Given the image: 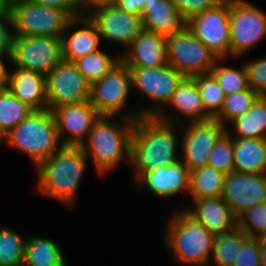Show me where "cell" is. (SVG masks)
Segmentation results:
<instances>
[{
	"label": "cell",
	"mask_w": 266,
	"mask_h": 266,
	"mask_svg": "<svg viewBox=\"0 0 266 266\" xmlns=\"http://www.w3.org/2000/svg\"><path fill=\"white\" fill-rule=\"evenodd\" d=\"M178 126L180 125L167 123L156 117H140L135 120L130 162L134 182L145 172L180 160L177 157Z\"/></svg>",
	"instance_id": "cell-1"
},
{
	"label": "cell",
	"mask_w": 266,
	"mask_h": 266,
	"mask_svg": "<svg viewBox=\"0 0 266 266\" xmlns=\"http://www.w3.org/2000/svg\"><path fill=\"white\" fill-rule=\"evenodd\" d=\"M88 159L81 146H62L35 169V190L67 208L76 203Z\"/></svg>",
	"instance_id": "cell-2"
},
{
	"label": "cell",
	"mask_w": 266,
	"mask_h": 266,
	"mask_svg": "<svg viewBox=\"0 0 266 266\" xmlns=\"http://www.w3.org/2000/svg\"><path fill=\"white\" fill-rule=\"evenodd\" d=\"M134 123L135 120L121 116H100L94 122L81 148L99 175L114 171L125 159L130 167Z\"/></svg>",
	"instance_id": "cell-3"
},
{
	"label": "cell",
	"mask_w": 266,
	"mask_h": 266,
	"mask_svg": "<svg viewBox=\"0 0 266 266\" xmlns=\"http://www.w3.org/2000/svg\"><path fill=\"white\" fill-rule=\"evenodd\" d=\"M168 220L165 243L174 261L180 266H209L215 235L183 208L175 210Z\"/></svg>",
	"instance_id": "cell-4"
},
{
	"label": "cell",
	"mask_w": 266,
	"mask_h": 266,
	"mask_svg": "<svg viewBox=\"0 0 266 266\" xmlns=\"http://www.w3.org/2000/svg\"><path fill=\"white\" fill-rule=\"evenodd\" d=\"M0 143L25 153L35 168L63 146L50 109L33 111L5 134Z\"/></svg>",
	"instance_id": "cell-5"
},
{
	"label": "cell",
	"mask_w": 266,
	"mask_h": 266,
	"mask_svg": "<svg viewBox=\"0 0 266 266\" xmlns=\"http://www.w3.org/2000/svg\"><path fill=\"white\" fill-rule=\"evenodd\" d=\"M131 74L132 90L151 102L138 108L141 117H156L169 103L177 86L185 78L169 64L155 67H128Z\"/></svg>",
	"instance_id": "cell-6"
},
{
	"label": "cell",
	"mask_w": 266,
	"mask_h": 266,
	"mask_svg": "<svg viewBox=\"0 0 266 266\" xmlns=\"http://www.w3.org/2000/svg\"><path fill=\"white\" fill-rule=\"evenodd\" d=\"M131 90L130 70L121 60L100 80L90 85L89 101L100 116H121L137 120L141 117L138 110H125Z\"/></svg>",
	"instance_id": "cell-7"
},
{
	"label": "cell",
	"mask_w": 266,
	"mask_h": 266,
	"mask_svg": "<svg viewBox=\"0 0 266 266\" xmlns=\"http://www.w3.org/2000/svg\"><path fill=\"white\" fill-rule=\"evenodd\" d=\"M14 35L51 36L61 38L72 19L64 11L20 0L8 6Z\"/></svg>",
	"instance_id": "cell-8"
},
{
	"label": "cell",
	"mask_w": 266,
	"mask_h": 266,
	"mask_svg": "<svg viewBox=\"0 0 266 266\" xmlns=\"http://www.w3.org/2000/svg\"><path fill=\"white\" fill-rule=\"evenodd\" d=\"M167 62L184 77L209 74L219 59L186 25L166 39Z\"/></svg>",
	"instance_id": "cell-9"
},
{
	"label": "cell",
	"mask_w": 266,
	"mask_h": 266,
	"mask_svg": "<svg viewBox=\"0 0 266 266\" xmlns=\"http://www.w3.org/2000/svg\"><path fill=\"white\" fill-rule=\"evenodd\" d=\"M230 56L242 57L266 37V13L246 0H229Z\"/></svg>",
	"instance_id": "cell-10"
},
{
	"label": "cell",
	"mask_w": 266,
	"mask_h": 266,
	"mask_svg": "<svg viewBox=\"0 0 266 266\" xmlns=\"http://www.w3.org/2000/svg\"><path fill=\"white\" fill-rule=\"evenodd\" d=\"M62 61L61 38L13 35L10 65L47 76Z\"/></svg>",
	"instance_id": "cell-11"
},
{
	"label": "cell",
	"mask_w": 266,
	"mask_h": 266,
	"mask_svg": "<svg viewBox=\"0 0 266 266\" xmlns=\"http://www.w3.org/2000/svg\"><path fill=\"white\" fill-rule=\"evenodd\" d=\"M183 126V127H182ZM182 128V162L189 171L207 166L208 158L216 142L226 132V127L217 119L187 122Z\"/></svg>",
	"instance_id": "cell-12"
},
{
	"label": "cell",
	"mask_w": 266,
	"mask_h": 266,
	"mask_svg": "<svg viewBox=\"0 0 266 266\" xmlns=\"http://www.w3.org/2000/svg\"><path fill=\"white\" fill-rule=\"evenodd\" d=\"M185 25L216 56L230 57L229 0L193 16Z\"/></svg>",
	"instance_id": "cell-13"
},
{
	"label": "cell",
	"mask_w": 266,
	"mask_h": 266,
	"mask_svg": "<svg viewBox=\"0 0 266 266\" xmlns=\"http://www.w3.org/2000/svg\"><path fill=\"white\" fill-rule=\"evenodd\" d=\"M48 109L90 100V84L73 62L62 60L46 76Z\"/></svg>",
	"instance_id": "cell-14"
},
{
	"label": "cell",
	"mask_w": 266,
	"mask_h": 266,
	"mask_svg": "<svg viewBox=\"0 0 266 266\" xmlns=\"http://www.w3.org/2000/svg\"><path fill=\"white\" fill-rule=\"evenodd\" d=\"M221 198L238 218L245 211L266 202V174L235 170L226 174Z\"/></svg>",
	"instance_id": "cell-15"
},
{
	"label": "cell",
	"mask_w": 266,
	"mask_h": 266,
	"mask_svg": "<svg viewBox=\"0 0 266 266\" xmlns=\"http://www.w3.org/2000/svg\"><path fill=\"white\" fill-rule=\"evenodd\" d=\"M51 111L63 146H81L88 137L94 122L100 117L90 101L58 106Z\"/></svg>",
	"instance_id": "cell-16"
},
{
	"label": "cell",
	"mask_w": 266,
	"mask_h": 266,
	"mask_svg": "<svg viewBox=\"0 0 266 266\" xmlns=\"http://www.w3.org/2000/svg\"><path fill=\"white\" fill-rule=\"evenodd\" d=\"M95 23L101 39L127 47L144 29L141 15H133L115 5L92 9L88 14Z\"/></svg>",
	"instance_id": "cell-17"
},
{
	"label": "cell",
	"mask_w": 266,
	"mask_h": 266,
	"mask_svg": "<svg viewBox=\"0 0 266 266\" xmlns=\"http://www.w3.org/2000/svg\"><path fill=\"white\" fill-rule=\"evenodd\" d=\"M157 119L176 125L205 121L213 118L204 108L193 78L185 77L177 86L167 106L156 116Z\"/></svg>",
	"instance_id": "cell-18"
},
{
	"label": "cell",
	"mask_w": 266,
	"mask_h": 266,
	"mask_svg": "<svg viewBox=\"0 0 266 266\" xmlns=\"http://www.w3.org/2000/svg\"><path fill=\"white\" fill-rule=\"evenodd\" d=\"M100 42L98 29L88 15L72 18L61 36L62 60L74 62L94 53L100 49Z\"/></svg>",
	"instance_id": "cell-19"
},
{
	"label": "cell",
	"mask_w": 266,
	"mask_h": 266,
	"mask_svg": "<svg viewBox=\"0 0 266 266\" xmlns=\"http://www.w3.org/2000/svg\"><path fill=\"white\" fill-rule=\"evenodd\" d=\"M189 180L190 171L182 160H178L173 164L143 173L135 181V186L138 189H144L146 185L157 197L169 198L179 192L188 194Z\"/></svg>",
	"instance_id": "cell-20"
},
{
	"label": "cell",
	"mask_w": 266,
	"mask_h": 266,
	"mask_svg": "<svg viewBox=\"0 0 266 266\" xmlns=\"http://www.w3.org/2000/svg\"><path fill=\"white\" fill-rule=\"evenodd\" d=\"M167 37L143 29L120 54L128 67L155 68L168 64Z\"/></svg>",
	"instance_id": "cell-21"
},
{
	"label": "cell",
	"mask_w": 266,
	"mask_h": 266,
	"mask_svg": "<svg viewBox=\"0 0 266 266\" xmlns=\"http://www.w3.org/2000/svg\"><path fill=\"white\" fill-rule=\"evenodd\" d=\"M192 203L193 207L183 210L213 235L223 234L237 226V218L221 197L195 199Z\"/></svg>",
	"instance_id": "cell-22"
},
{
	"label": "cell",
	"mask_w": 266,
	"mask_h": 266,
	"mask_svg": "<svg viewBox=\"0 0 266 266\" xmlns=\"http://www.w3.org/2000/svg\"><path fill=\"white\" fill-rule=\"evenodd\" d=\"M8 71L7 88L34 111L48 109L46 76L32 70L12 68Z\"/></svg>",
	"instance_id": "cell-23"
},
{
	"label": "cell",
	"mask_w": 266,
	"mask_h": 266,
	"mask_svg": "<svg viewBox=\"0 0 266 266\" xmlns=\"http://www.w3.org/2000/svg\"><path fill=\"white\" fill-rule=\"evenodd\" d=\"M143 28L165 37L185 26L172 0H148L141 11Z\"/></svg>",
	"instance_id": "cell-24"
},
{
	"label": "cell",
	"mask_w": 266,
	"mask_h": 266,
	"mask_svg": "<svg viewBox=\"0 0 266 266\" xmlns=\"http://www.w3.org/2000/svg\"><path fill=\"white\" fill-rule=\"evenodd\" d=\"M234 170L266 174V139L233 138Z\"/></svg>",
	"instance_id": "cell-25"
},
{
	"label": "cell",
	"mask_w": 266,
	"mask_h": 266,
	"mask_svg": "<svg viewBox=\"0 0 266 266\" xmlns=\"http://www.w3.org/2000/svg\"><path fill=\"white\" fill-rule=\"evenodd\" d=\"M23 266H67V263L54 239L32 235L25 241Z\"/></svg>",
	"instance_id": "cell-26"
},
{
	"label": "cell",
	"mask_w": 266,
	"mask_h": 266,
	"mask_svg": "<svg viewBox=\"0 0 266 266\" xmlns=\"http://www.w3.org/2000/svg\"><path fill=\"white\" fill-rule=\"evenodd\" d=\"M229 124L226 132L233 138L266 139V96H260L248 112Z\"/></svg>",
	"instance_id": "cell-27"
},
{
	"label": "cell",
	"mask_w": 266,
	"mask_h": 266,
	"mask_svg": "<svg viewBox=\"0 0 266 266\" xmlns=\"http://www.w3.org/2000/svg\"><path fill=\"white\" fill-rule=\"evenodd\" d=\"M226 174L210 166L190 171L188 194L192 200L221 197Z\"/></svg>",
	"instance_id": "cell-28"
},
{
	"label": "cell",
	"mask_w": 266,
	"mask_h": 266,
	"mask_svg": "<svg viewBox=\"0 0 266 266\" xmlns=\"http://www.w3.org/2000/svg\"><path fill=\"white\" fill-rule=\"evenodd\" d=\"M33 111L5 87L0 93V139L11 129L17 127Z\"/></svg>",
	"instance_id": "cell-29"
},
{
	"label": "cell",
	"mask_w": 266,
	"mask_h": 266,
	"mask_svg": "<svg viewBox=\"0 0 266 266\" xmlns=\"http://www.w3.org/2000/svg\"><path fill=\"white\" fill-rule=\"evenodd\" d=\"M121 61V55H110L98 50L83 58L75 60L78 71L91 85L106 75L116 64Z\"/></svg>",
	"instance_id": "cell-30"
},
{
	"label": "cell",
	"mask_w": 266,
	"mask_h": 266,
	"mask_svg": "<svg viewBox=\"0 0 266 266\" xmlns=\"http://www.w3.org/2000/svg\"><path fill=\"white\" fill-rule=\"evenodd\" d=\"M242 244V230H233L215 235L210 262L216 266H232Z\"/></svg>",
	"instance_id": "cell-31"
},
{
	"label": "cell",
	"mask_w": 266,
	"mask_h": 266,
	"mask_svg": "<svg viewBox=\"0 0 266 266\" xmlns=\"http://www.w3.org/2000/svg\"><path fill=\"white\" fill-rule=\"evenodd\" d=\"M259 97L260 95L250 87L227 95L221 111L214 118L226 127L233 119L248 112Z\"/></svg>",
	"instance_id": "cell-32"
},
{
	"label": "cell",
	"mask_w": 266,
	"mask_h": 266,
	"mask_svg": "<svg viewBox=\"0 0 266 266\" xmlns=\"http://www.w3.org/2000/svg\"><path fill=\"white\" fill-rule=\"evenodd\" d=\"M23 238L10 227L0 228V266H23Z\"/></svg>",
	"instance_id": "cell-33"
},
{
	"label": "cell",
	"mask_w": 266,
	"mask_h": 266,
	"mask_svg": "<svg viewBox=\"0 0 266 266\" xmlns=\"http://www.w3.org/2000/svg\"><path fill=\"white\" fill-rule=\"evenodd\" d=\"M226 58H219L210 72L224 90L225 95L234 94L249 88L246 70L243 64L240 67L223 65Z\"/></svg>",
	"instance_id": "cell-34"
},
{
	"label": "cell",
	"mask_w": 266,
	"mask_h": 266,
	"mask_svg": "<svg viewBox=\"0 0 266 266\" xmlns=\"http://www.w3.org/2000/svg\"><path fill=\"white\" fill-rule=\"evenodd\" d=\"M192 78L196 81L205 110L214 118L223 107L226 97L224 90L211 73Z\"/></svg>",
	"instance_id": "cell-35"
},
{
	"label": "cell",
	"mask_w": 266,
	"mask_h": 266,
	"mask_svg": "<svg viewBox=\"0 0 266 266\" xmlns=\"http://www.w3.org/2000/svg\"><path fill=\"white\" fill-rule=\"evenodd\" d=\"M207 166L228 174L234 171L233 137L225 132L211 151Z\"/></svg>",
	"instance_id": "cell-36"
},
{
	"label": "cell",
	"mask_w": 266,
	"mask_h": 266,
	"mask_svg": "<svg viewBox=\"0 0 266 266\" xmlns=\"http://www.w3.org/2000/svg\"><path fill=\"white\" fill-rule=\"evenodd\" d=\"M237 226L249 237L266 232V202L245 211L237 218Z\"/></svg>",
	"instance_id": "cell-37"
},
{
	"label": "cell",
	"mask_w": 266,
	"mask_h": 266,
	"mask_svg": "<svg viewBox=\"0 0 266 266\" xmlns=\"http://www.w3.org/2000/svg\"><path fill=\"white\" fill-rule=\"evenodd\" d=\"M243 63L249 87L260 96H266V56Z\"/></svg>",
	"instance_id": "cell-38"
},
{
	"label": "cell",
	"mask_w": 266,
	"mask_h": 266,
	"mask_svg": "<svg viewBox=\"0 0 266 266\" xmlns=\"http://www.w3.org/2000/svg\"><path fill=\"white\" fill-rule=\"evenodd\" d=\"M260 246L256 237H249L242 232V244L232 266H261Z\"/></svg>",
	"instance_id": "cell-39"
},
{
	"label": "cell",
	"mask_w": 266,
	"mask_h": 266,
	"mask_svg": "<svg viewBox=\"0 0 266 266\" xmlns=\"http://www.w3.org/2000/svg\"><path fill=\"white\" fill-rule=\"evenodd\" d=\"M179 14L186 22L193 16L216 8L225 0H172Z\"/></svg>",
	"instance_id": "cell-40"
},
{
	"label": "cell",
	"mask_w": 266,
	"mask_h": 266,
	"mask_svg": "<svg viewBox=\"0 0 266 266\" xmlns=\"http://www.w3.org/2000/svg\"><path fill=\"white\" fill-rule=\"evenodd\" d=\"M13 26L8 10L0 12V57L10 60L13 41Z\"/></svg>",
	"instance_id": "cell-41"
},
{
	"label": "cell",
	"mask_w": 266,
	"mask_h": 266,
	"mask_svg": "<svg viewBox=\"0 0 266 266\" xmlns=\"http://www.w3.org/2000/svg\"><path fill=\"white\" fill-rule=\"evenodd\" d=\"M36 4L54 7L67 13L71 18L83 15L81 0H30Z\"/></svg>",
	"instance_id": "cell-42"
},
{
	"label": "cell",
	"mask_w": 266,
	"mask_h": 266,
	"mask_svg": "<svg viewBox=\"0 0 266 266\" xmlns=\"http://www.w3.org/2000/svg\"><path fill=\"white\" fill-rule=\"evenodd\" d=\"M148 0H118L115 6L133 15H141L145 3Z\"/></svg>",
	"instance_id": "cell-43"
},
{
	"label": "cell",
	"mask_w": 266,
	"mask_h": 266,
	"mask_svg": "<svg viewBox=\"0 0 266 266\" xmlns=\"http://www.w3.org/2000/svg\"><path fill=\"white\" fill-rule=\"evenodd\" d=\"M118 0H81L83 13L87 15L92 9L115 5Z\"/></svg>",
	"instance_id": "cell-44"
},
{
	"label": "cell",
	"mask_w": 266,
	"mask_h": 266,
	"mask_svg": "<svg viewBox=\"0 0 266 266\" xmlns=\"http://www.w3.org/2000/svg\"><path fill=\"white\" fill-rule=\"evenodd\" d=\"M6 62L9 61L6 57H0V84H7L8 80V68L6 66Z\"/></svg>",
	"instance_id": "cell-45"
},
{
	"label": "cell",
	"mask_w": 266,
	"mask_h": 266,
	"mask_svg": "<svg viewBox=\"0 0 266 266\" xmlns=\"http://www.w3.org/2000/svg\"><path fill=\"white\" fill-rule=\"evenodd\" d=\"M256 239L258 240L260 247L266 248V232L259 234Z\"/></svg>",
	"instance_id": "cell-46"
},
{
	"label": "cell",
	"mask_w": 266,
	"mask_h": 266,
	"mask_svg": "<svg viewBox=\"0 0 266 266\" xmlns=\"http://www.w3.org/2000/svg\"><path fill=\"white\" fill-rule=\"evenodd\" d=\"M260 264L266 266V248L260 247Z\"/></svg>",
	"instance_id": "cell-47"
},
{
	"label": "cell",
	"mask_w": 266,
	"mask_h": 266,
	"mask_svg": "<svg viewBox=\"0 0 266 266\" xmlns=\"http://www.w3.org/2000/svg\"><path fill=\"white\" fill-rule=\"evenodd\" d=\"M8 10V5L4 2V0H0V12Z\"/></svg>",
	"instance_id": "cell-48"
},
{
	"label": "cell",
	"mask_w": 266,
	"mask_h": 266,
	"mask_svg": "<svg viewBox=\"0 0 266 266\" xmlns=\"http://www.w3.org/2000/svg\"><path fill=\"white\" fill-rule=\"evenodd\" d=\"M17 1H20V0H4V2L9 6L10 4L14 3V2H17Z\"/></svg>",
	"instance_id": "cell-49"
},
{
	"label": "cell",
	"mask_w": 266,
	"mask_h": 266,
	"mask_svg": "<svg viewBox=\"0 0 266 266\" xmlns=\"http://www.w3.org/2000/svg\"><path fill=\"white\" fill-rule=\"evenodd\" d=\"M7 87V84H0V93L2 92V90Z\"/></svg>",
	"instance_id": "cell-50"
}]
</instances>
